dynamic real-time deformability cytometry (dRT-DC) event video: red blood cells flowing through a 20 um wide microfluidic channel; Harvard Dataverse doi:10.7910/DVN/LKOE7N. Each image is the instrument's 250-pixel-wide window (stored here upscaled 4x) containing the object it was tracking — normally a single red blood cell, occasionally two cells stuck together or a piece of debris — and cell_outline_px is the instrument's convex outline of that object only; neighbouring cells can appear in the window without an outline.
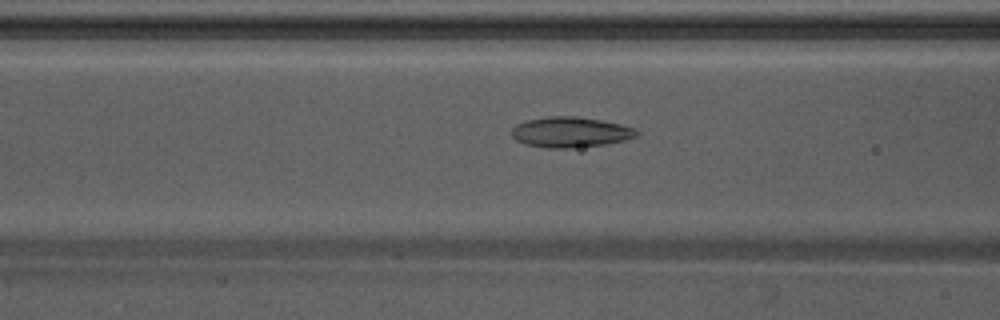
{"species": "Egyptian fruit bat (a non-hibernating species)", "species_latin": "Rousettus aegyptiacus", "temperature_condition": "warm", "stored_images_in_passage": 8, "camera_frame_rate_fps": 3000, "um_per_image_px": 0.085, "animal": {"sex": "male"}, "frame": {"image": 1, "passage_image": 6, "time_ms": 1.667, "image_size_px": [1000, 320], "cell_outline_px": [[640, 132], [636, 136], [624, 140], [608, 144], [572, 148], [548, 148], [524, 144], [516, 140], [512, 136], [512, 128], [516, 124], [528, 120], [548, 116], [576, 116], [600, 120], [620, 124], [632, 128]], "centroid_in_image_um": [48.47, 11.24], "position_along_channel_um": 118.1, "area_um2": 22.14}}